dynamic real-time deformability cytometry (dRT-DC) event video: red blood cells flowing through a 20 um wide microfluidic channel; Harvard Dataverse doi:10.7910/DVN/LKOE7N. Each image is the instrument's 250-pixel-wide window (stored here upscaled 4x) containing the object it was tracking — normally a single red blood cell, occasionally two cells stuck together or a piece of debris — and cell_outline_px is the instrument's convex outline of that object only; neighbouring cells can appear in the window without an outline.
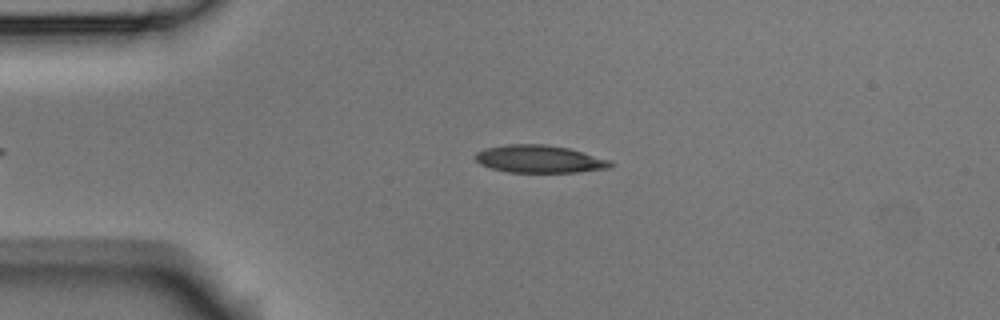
{"species": "Egyptian fruit bat (a non-hibernating species)", "species_latin": "Rousettus aegyptiacus", "temperature_condition": "room temperature", "stored_images_in_passage": 6, "camera_frame_rate_fps": 3000, "um_per_image_px": 0.085, "animal": {"sex": "male"}, "frame": {"image": 1, "passage_image": 5, "time_ms": 1.333, "image_size_px": [1000, 320], "cell_outline_px": [[612, 164], [608, 168], [576, 172], [508, 172], [492, 168], [480, 164], [472, 156], [476, 152], [484, 148], [508, 144], [544, 144], [568, 148], [608, 160]], "centroid_in_image_um": [45.76, 13.51], "position_along_channel_um": 39.2, "area_um2": 21.5}}